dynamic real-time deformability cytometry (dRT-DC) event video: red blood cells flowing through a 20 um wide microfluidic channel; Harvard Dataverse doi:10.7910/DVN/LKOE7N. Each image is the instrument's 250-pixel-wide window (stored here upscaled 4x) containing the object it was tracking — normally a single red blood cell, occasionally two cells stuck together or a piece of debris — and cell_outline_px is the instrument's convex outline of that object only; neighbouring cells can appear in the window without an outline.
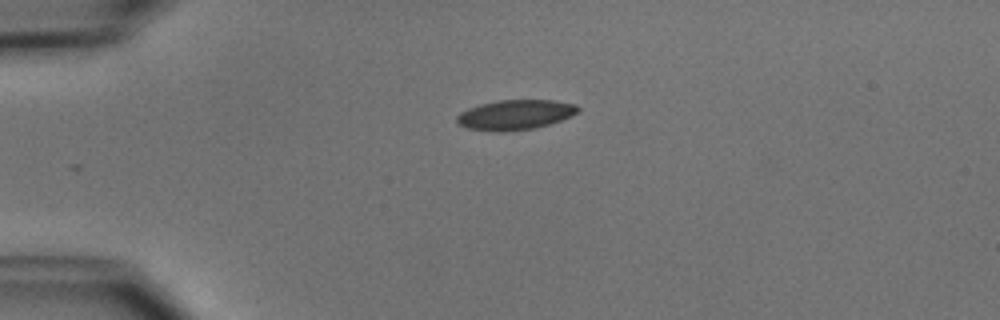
{"species": "common noctule bat (a hibernating species)", "species_latin": "Nyctalus noctula", "temperature_condition": "cold", "stored_images_in_passage": 40, "camera_frame_rate_fps": 3000, "um_per_image_px": 0.085, "animal": {"sex": "male", "body_mass_g": 15.6}, "frame": {"image": 1, "passage_image": 1, "time_ms": 0.0, "image_size_px": [1000, 320], "cell_outline_px": [[580, 112], [572, 116], [536, 128], [500, 132], [496, 132], [468, 128], [460, 124], [456, 120], [456, 116], [460, 112], [468, 108], [480, 104], [496, 100], [556, 100], [576, 104], [580, 108]], "centroid_in_image_um": [43.82, 9.74], "position_along_channel_um": 41.2, "area_um2": 21.27}}
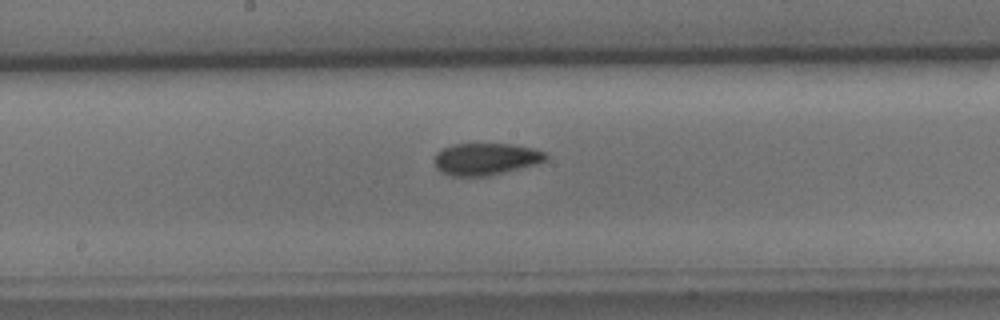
{"frame": {"image": 2, "passage_image": 16, "time_ms": 5.0, "image_size_px": [1000, 320], "cell_outline_px": [[548, 160], [536, 164], [488, 176], [452, 176], [440, 172], [436, 168], [432, 160], [436, 152], [452, 144], [512, 144], [532, 148], [544, 152], [548, 156]], "centroid_in_image_um": [41.25, 13.52], "position_along_channel_um": 207.0, "area_um2": 20.92}}
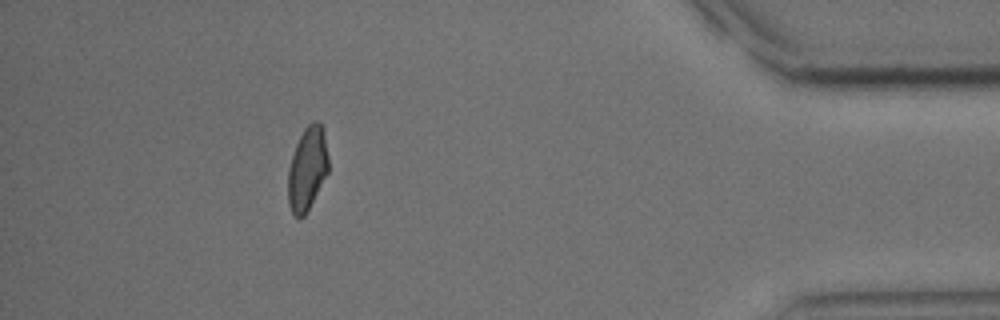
{"frame": {"image": 3, "passage_image": 35, "time_ms": 11.333, "image_size_px": [1000, 320], "cell_outline_px": [[328, 172], [304, 216], [300, 220], [292, 212], [288, 204], [288, 168], [296, 144], [304, 128], [312, 120], [316, 120], [324, 128], [328, 156]], "centroid_in_image_um": [26.12, 14.31], "position_along_channel_um": 409.1, "area_um2": 19.65}, "authors_computed_cell_mechanics": {"area_um2": 20.6346, "velocity_mm_per_s": 3.924, "shape_relaxation_time_tau1_ms": 3.5711, "shape_relaxation_time_tau2_ms": 6.3731, "deformation_change_tau1": 0.1194, "deformation_change_tau2": 0.0967}}